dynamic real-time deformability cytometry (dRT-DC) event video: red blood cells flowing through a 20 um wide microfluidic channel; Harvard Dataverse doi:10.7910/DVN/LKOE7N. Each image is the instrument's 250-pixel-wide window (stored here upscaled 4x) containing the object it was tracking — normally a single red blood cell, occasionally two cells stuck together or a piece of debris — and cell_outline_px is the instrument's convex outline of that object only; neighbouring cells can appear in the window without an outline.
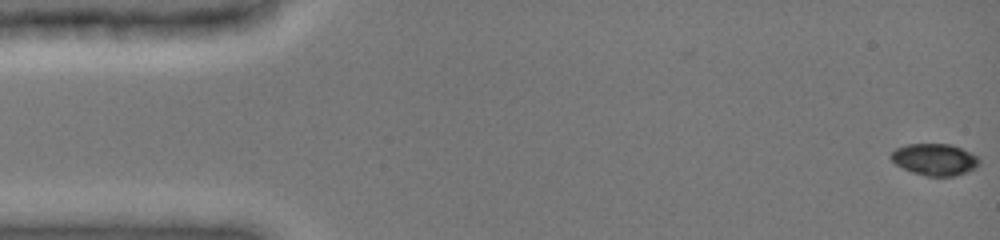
{"species": "common noctule bat (a hibernating species)", "species_latin": "Nyctalus noctula", "temperature_condition": "cold", "stored_images_in_passage": 48, "camera_frame_rate_fps": 3000, "um_per_image_px": 0.085, "animal": {"sex": "female", "body_mass_g": 19.0, "forearm_length_mm": 51.5}, "frame": {"image": 1, "passage_image": 1, "time_ms": 0.0, "image_size_px": [1000, 240], "cell_outline_px": [[980, 160], [976, 168], [952, 176], [928, 176], [912, 172], [896, 164], [888, 156], [896, 148], [908, 144], [952, 144], [972, 152]], "centroid_in_image_um": [79.45, 13.54], "position_along_channel_um": 5.6, "area_um2": 16.24}}
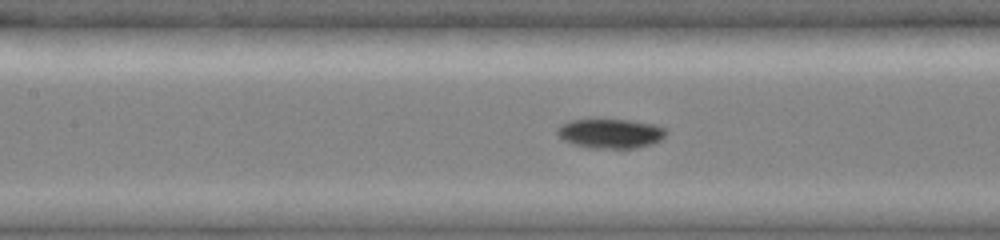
{"frame": {"image": 2, "passage_image": 22, "time_ms": 7.0, "image_size_px": [1000, 240], "cell_outline_px": [[668, 132], [660, 140], [652, 144], [636, 148], [592, 148], [576, 144], [564, 140], [556, 132], [556, 128], [560, 124], [572, 120], [592, 116], [628, 120], [656, 124], [664, 128]], "centroid_in_image_um": [51.87, 11.29], "position_along_channel_um": 155.5, "area_um2": 19.36}}
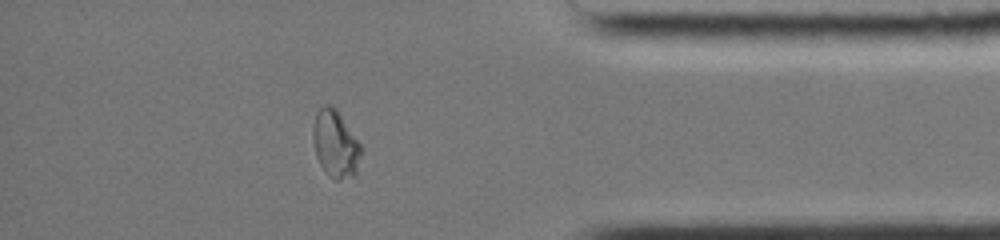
{"frame": {"image": 3, "passage_image": 42, "time_ms": 13.667, "image_size_px": [1000, 240], "cell_outline_px": [[364, 148], [356, 176], [340, 180], [336, 180], [328, 176], [320, 164], [316, 156], [312, 140], [312, 132], [316, 112], [324, 104], [328, 104], [336, 108]], "centroid_in_image_um": [28.54, 12.26], "position_along_channel_um": 406.7, "area_um2": 19.36}, "authors_computed_cell_mechanics": {"area_um2": 18.1781, "velocity_mm_per_s": 3.988, "shape_relaxation_time_tau1_ms": 8.184, "shape_relaxation_time_tau2_ms": 5.487, "deformation_change_tau1": 0.1749, "deformation_change_tau2": 0.0481}}